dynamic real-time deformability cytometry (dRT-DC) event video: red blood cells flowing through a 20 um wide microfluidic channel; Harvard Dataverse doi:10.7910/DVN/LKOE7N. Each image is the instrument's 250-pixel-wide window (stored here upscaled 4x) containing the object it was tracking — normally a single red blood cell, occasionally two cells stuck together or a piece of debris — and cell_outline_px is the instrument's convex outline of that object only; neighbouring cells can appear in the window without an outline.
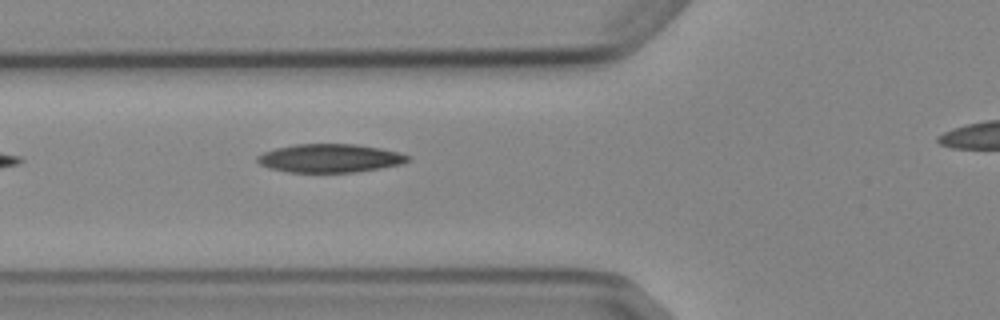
{"species": "Egyptian fruit bat (a non-hibernating species)", "species_latin": "Rousettus aegyptiacus", "temperature_condition": "cold", "stored_images_in_passage": 5, "segment_of_instrument_passage": [1, 2], "camera_frame_rate_fps": 3000, "um_per_image_px": 0.085, "animal": {"sex": "female"}, "frame": {"image": 1, "passage_image": 4, "time_ms": 3.333, "image_size_px": [1000, 320], "cell_outline_px": [[412, 160], [404, 164], [356, 172], [288, 172], [268, 168], [260, 164], [256, 160], [256, 156], [264, 152], [276, 148], [296, 144], [356, 144], [380, 148], [400, 152], [412, 156]], "centroid_in_image_um": [28.09, 13.45], "position_along_channel_um": 97.7, "area_um2": 25.2}}